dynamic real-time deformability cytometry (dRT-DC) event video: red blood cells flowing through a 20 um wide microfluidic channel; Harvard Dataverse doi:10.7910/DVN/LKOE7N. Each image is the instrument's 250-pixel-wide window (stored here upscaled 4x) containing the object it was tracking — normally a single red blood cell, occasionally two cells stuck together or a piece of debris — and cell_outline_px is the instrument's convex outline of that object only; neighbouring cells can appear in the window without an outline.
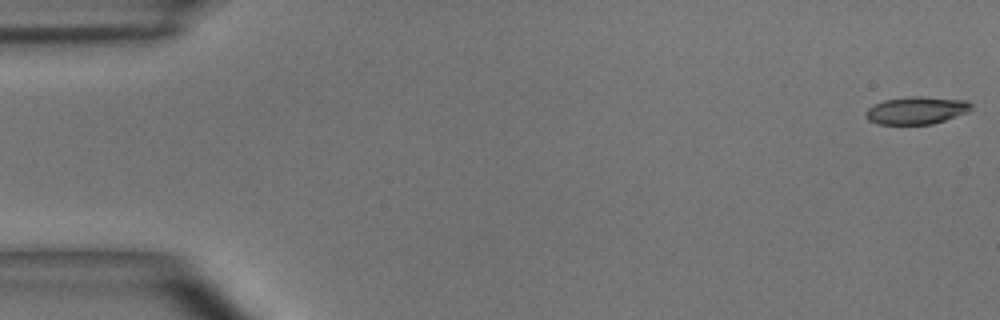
{"species": "common noctule bat (a hibernating species)", "species_latin": "Nyctalus noctula", "temperature_condition": "room temperature", "stored_images_in_passage": 10, "camera_frame_rate_fps": 3000, "um_per_image_px": 0.085, "animal": {"sex": "male", "body_mass_g": 15.6}, "frame": {"image": 1, "passage_image": 1, "time_ms": 0.0, "image_size_px": [1000, 320], "cell_outline_px": [[972, 108], [968, 112], [932, 124], [880, 124], [868, 120], [864, 112], [868, 108], [884, 100], [908, 96], [920, 96], [968, 100], [972, 104]], "centroid_in_image_um": [77.92, 9.37], "position_along_channel_um": 7.1, "area_um2": 16.94}}